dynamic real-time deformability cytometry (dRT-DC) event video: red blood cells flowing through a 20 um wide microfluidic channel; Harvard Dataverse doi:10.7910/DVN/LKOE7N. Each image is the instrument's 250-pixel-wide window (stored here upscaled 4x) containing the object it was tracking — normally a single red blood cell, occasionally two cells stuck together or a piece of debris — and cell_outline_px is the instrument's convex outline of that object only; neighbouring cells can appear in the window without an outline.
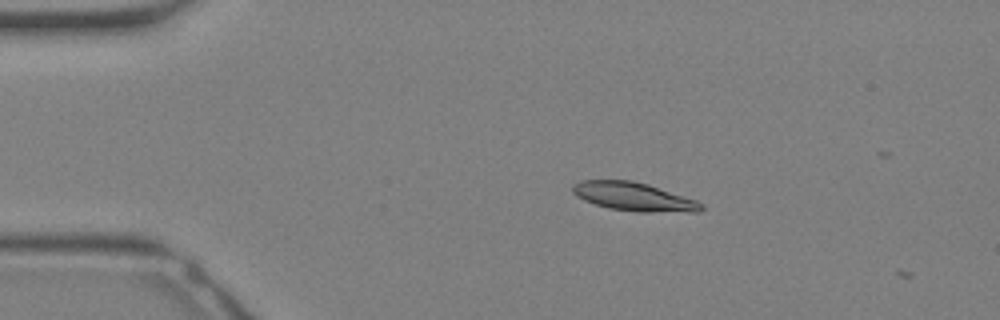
{"species": "Egyptian fruit bat (a non-hibernating species)", "species_latin": "Rousettus aegyptiacus", "temperature_condition": "warm", "stored_images_in_passage": 5, "camera_frame_rate_fps": 3000, "um_per_image_px": 0.085, "animal": {"sex": "female"}, "frame": {"image": 1, "passage_image": 1, "time_ms": 0.0, "image_size_px": [1000, 320], "cell_outline_px": [[704, 208], [700, 212], [640, 212], [608, 208], [584, 200], [576, 196], [572, 192], [572, 184], [580, 180], [632, 180], [648, 184], [696, 200], [704, 204]], "centroid_in_image_um": [53.88, 16.72], "position_along_channel_um": 31.1, "area_um2": 21.5}}